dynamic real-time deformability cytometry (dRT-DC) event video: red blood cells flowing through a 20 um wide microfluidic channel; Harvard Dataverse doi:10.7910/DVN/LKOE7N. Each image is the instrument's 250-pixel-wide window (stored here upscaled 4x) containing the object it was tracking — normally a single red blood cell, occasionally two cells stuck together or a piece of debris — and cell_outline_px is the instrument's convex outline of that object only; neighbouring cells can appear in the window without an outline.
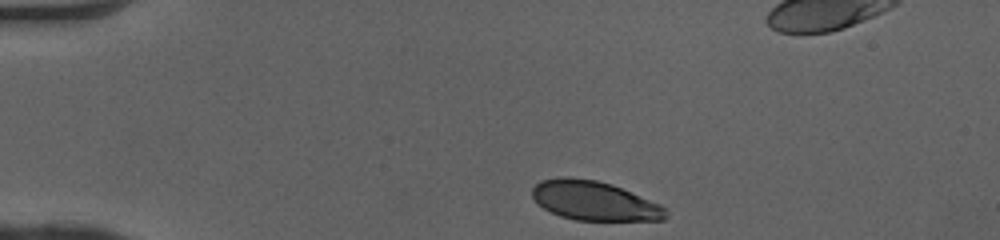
{"species": "human", "species_latin": "Homo sapiens", "temperature_condition": "cold", "stored_images_in_passage": 34, "camera_frame_rate_fps": 3000, "um_per_image_px": 0.085, "donor": {"sex": "female"}, "frame": {"image": 1, "passage_image": 1, "time_ms": 0.0, "image_size_px": [1000, 240], "cell_outline_px": [[668, 216], [664, 220], [576, 220], [560, 216], [544, 208], [532, 196], [532, 188], [540, 180], [560, 176], [568, 176], [596, 180], [612, 184], [660, 204], [668, 212]], "centroid_in_image_um": [50.51, 17.05], "position_along_channel_um": 34.5, "area_um2": 30.52}}
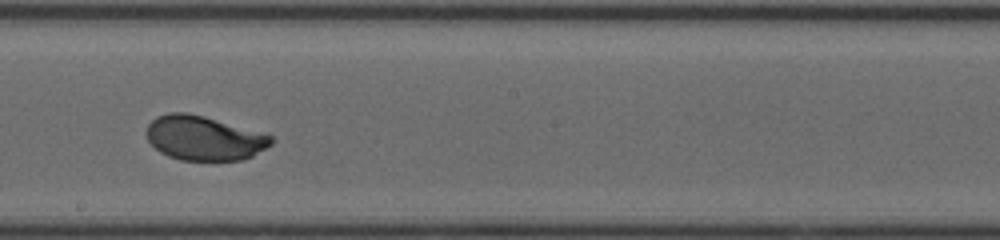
{"frame": {"image": 2, "passage_image": 20, "time_ms": 6.333, "image_size_px": [1000, 240], "cell_outline_px": [[272, 144], [252, 156], [244, 160], [180, 160], [168, 156], [160, 152], [148, 140], [144, 132], [148, 124], [156, 116], [168, 112], [188, 112], [204, 116], [272, 136]], "centroid_in_image_um": [17.28, 11.73], "position_along_channel_um": 230.9, "area_um2": 32.19}}
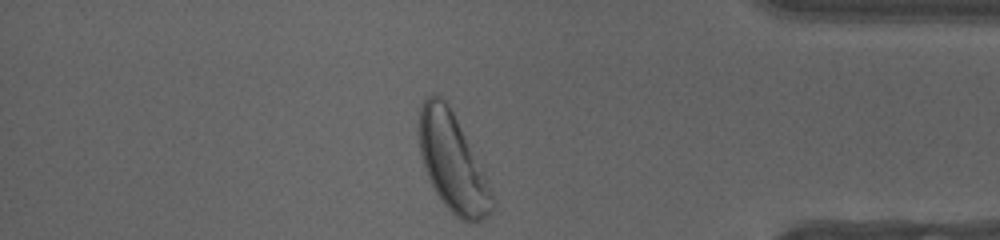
{"frame": {"image": 3, "passage_image": 34, "time_ms": 11.0, "image_size_px": [1000, 240], "cell_outline_px": [[496, 204], [492, 212], [488, 216], [472, 224], [460, 220], [444, 204], [436, 192], [424, 168], [420, 152], [420, 104], [428, 96], [440, 96], [448, 104], [484, 168]], "centroid_in_image_um": [38.52, 13.87], "position_along_channel_um": 396.7, "area_um2": 41.67}, "authors_computed_cell_mechanics": {"area_um2": 32.6859, "velocity_mm_per_s": 4.0518, "shape_relaxation_time_tau1_ms": 2.4169, "shape_relaxation_time_tau2_ms": null, "deformation_change_tau1": 0.1397, "deformation_change_tau2": null}}